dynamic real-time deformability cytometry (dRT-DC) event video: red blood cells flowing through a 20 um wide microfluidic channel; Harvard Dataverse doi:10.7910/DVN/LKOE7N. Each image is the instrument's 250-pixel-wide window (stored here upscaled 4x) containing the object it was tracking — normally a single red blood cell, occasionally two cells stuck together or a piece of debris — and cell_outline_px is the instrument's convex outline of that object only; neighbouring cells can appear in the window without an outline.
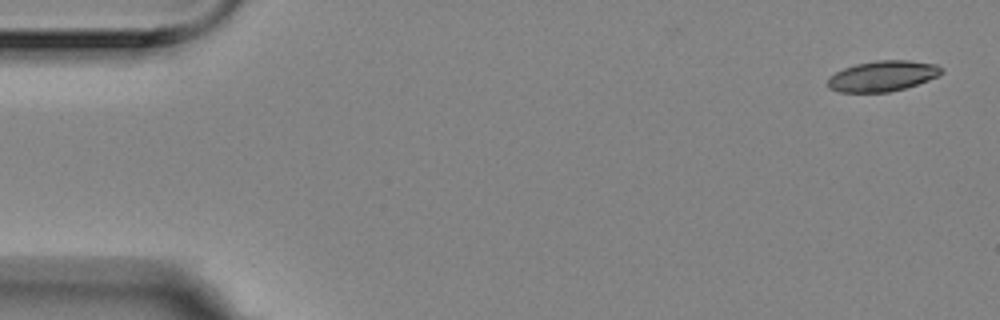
{"species": "Egyptian fruit bat (a non-hibernating species)", "species_latin": "Rousettus aegyptiacus", "temperature_condition": "room temperature", "stored_images_in_passage": 4, "camera_frame_rate_fps": 3000, "um_per_image_px": 0.085, "animal": {"sex": "female"}, "frame": {"image": 1, "passage_image": 1, "time_ms": 0.0, "image_size_px": [1000, 320], "cell_outline_px": [[944, 72], [940, 76], [904, 88], [888, 92], [840, 92], [828, 88], [828, 76], [844, 68], [856, 64], [876, 60], [908, 60], [936, 64], [944, 68]], "centroid_in_image_um": [75.04, 6.45], "position_along_channel_um": 10.0, "area_um2": 20.35}}